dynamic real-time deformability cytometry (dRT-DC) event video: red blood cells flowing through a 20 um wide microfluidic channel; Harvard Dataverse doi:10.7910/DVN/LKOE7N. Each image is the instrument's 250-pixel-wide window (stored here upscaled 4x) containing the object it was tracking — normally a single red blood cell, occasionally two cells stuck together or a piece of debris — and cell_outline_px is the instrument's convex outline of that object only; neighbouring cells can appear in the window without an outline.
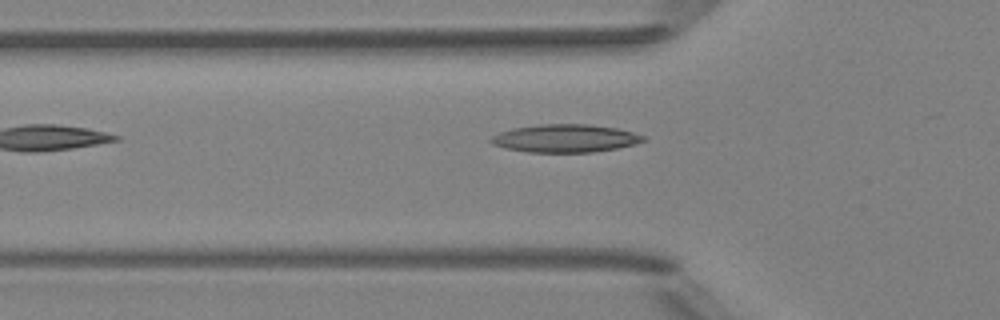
{"species": "Egyptian fruit bat (a non-hibernating species)", "species_latin": "Rousettus aegyptiacus", "temperature_condition": "room temperature", "stored_images_in_passage": 4, "camera_frame_rate_fps": 3000, "um_per_image_px": 0.085, "animal": {"sex": "female"}, "frame": {"image": 1, "passage_image": 4, "time_ms": 4.333, "image_size_px": [1000, 320], "cell_outline_px": [[648, 140], [636, 144], [616, 148], [592, 152], [528, 152], [508, 148], [492, 144], [488, 140], [492, 136], [500, 132], [512, 128], [540, 124], [588, 124], [616, 128], [648, 136]], "centroid_in_image_um": [48.08, 11.75], "position_along_channel_um": 77.7, "area_um2": 24.85}}